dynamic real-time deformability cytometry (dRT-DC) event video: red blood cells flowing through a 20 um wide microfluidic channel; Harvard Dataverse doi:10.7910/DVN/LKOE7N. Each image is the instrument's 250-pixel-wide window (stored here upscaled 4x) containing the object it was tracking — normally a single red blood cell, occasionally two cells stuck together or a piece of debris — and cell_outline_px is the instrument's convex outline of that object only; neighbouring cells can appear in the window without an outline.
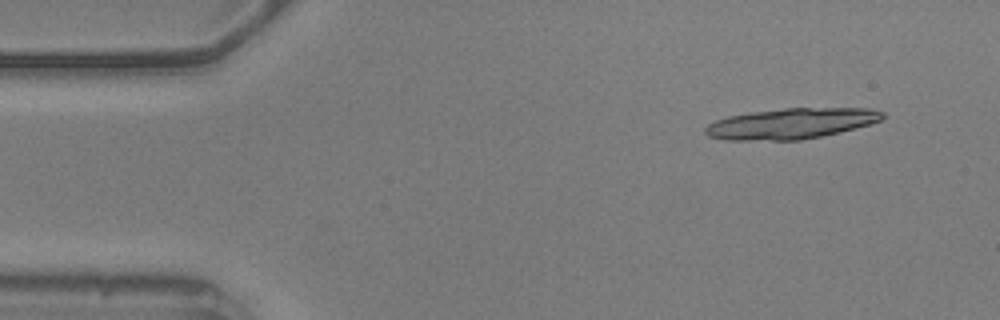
{"species": "common noctule bat (a hibernating species)", "species_latin": "Nyctalus noctula", "temperature_condition": "warm", "stored_images_in_passage": 5, "camera_frame_rate_fps": 3000, "um_per_image_px": 0.085, "animal": {"sex": "male", "body_mass_g": 20.5, "forearm_length_mm": 52.5}, "frame": {"image": 1, "passage_image": 2, "time_ms": 0.333, "image_size_px": [1000, 320], "cell_outline_px": [[884, 116], [880, 120], [856, 128], [840, 132], [800, 140], [724, 140], [708, 136], [704, 132], [704, 128], [708, 124], [716, 120], [728, 116], [748, 112], [784, 108], [872, 108], [884, 112]], "centroid_in_image_um": [67.21, 10.49], "position_along_channel_um": 17.8, "area_um2": 31.73}}